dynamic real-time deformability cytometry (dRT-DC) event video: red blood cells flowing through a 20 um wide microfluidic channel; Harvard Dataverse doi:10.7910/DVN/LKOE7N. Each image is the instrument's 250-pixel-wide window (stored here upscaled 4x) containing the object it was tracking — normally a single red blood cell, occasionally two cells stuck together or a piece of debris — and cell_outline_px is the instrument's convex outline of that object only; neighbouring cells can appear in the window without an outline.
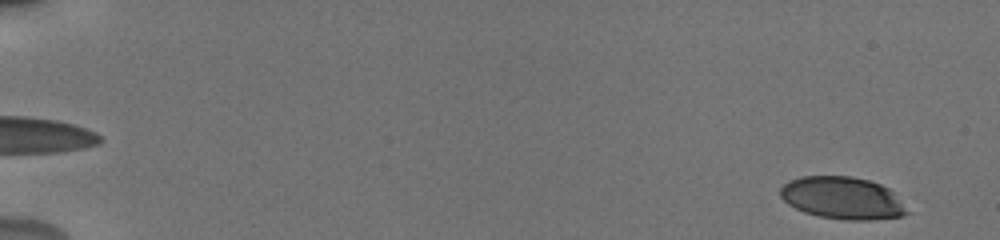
{"species": "human", "species_latin": "Homo sapiens", "temperature_condition": "cold", "stored_images_in_passage": 56, "camera_frame_rate_fps": 3000, "um_per_image_px": 0.085, "donor": {"sex": "male"}, "frame": {"image": 1, "passage_image": 3, "time_ms": 0.667, "image_size_px": [1000, 240], "cell_outline_px": [[908, 212], [904, 216], [868, 220], [844, 220], [820, 216], [804, 212], [788, 204], [780, 196], [780, 188], [788, 180], [800, 176], [852, 176], [868, 180], [880, 184], [888, 188], [892, 192]], "centroid_in_image_um": [71.56, 16.82], "position_along_channel_um": 13.4, "area_um2": 31.04}}
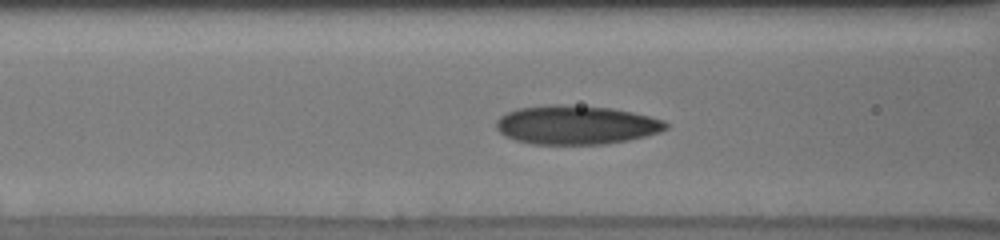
{"frame": {"image": 2, "passage_image": 25, "time_ms": 8.0, "image_size_px": [1000, 240], "cell_outline_px": [[668, 128], [660, 132], [628, 140], [604, 144], [532, 144], [516, 140], [504, 136], [496, 128], [496, 120], [500, 116], [516, 108], [552, 104], [560, 104], [612, 108], [632, 112], [664, 120], [668, 124]], "centroid_in_image_um": [48.95, 10.61], "position_along_channel_um": 117.6, "area_um2": 38.49}}
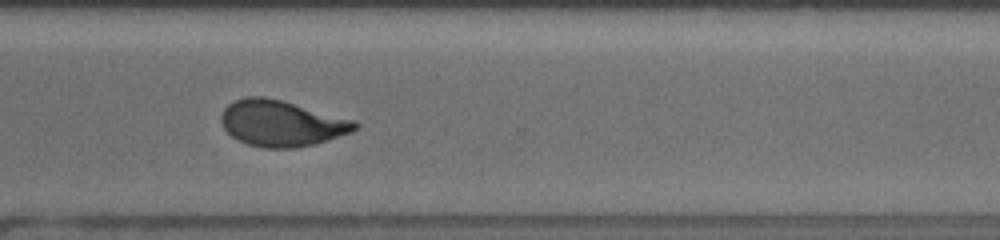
{"frame": {"image": 3, "passage_image": 43, "time_ms": 14.0, "image_size_px": [1000, 240], "cell_outline_px": [[360, 124], [352, 132], [316, 144], [292, 148], [264, 148], [248, 144], [236, 140], [224, 128], [220, 120], [220, 116], [224, 108], [228, 104], [244, 96], [264, 96], [280, 100], [356, 120]], "centroid_in_image_um": [23.92, 10.48], "position_along_channel_um": 346.7, "area_um2": 35.95}, "authors_computed_cell_mechanics": {"area_um2": 35.3736, "velocity_mm_per_s": 3.8193, "shape_relaxation_time_tau1_ms": 4.8278, "shape_relaxation_time_tau2_ms": 1.2625, "deformation_change_tau1": 0.1814, "deformation_change_tau2": 0.0697}}